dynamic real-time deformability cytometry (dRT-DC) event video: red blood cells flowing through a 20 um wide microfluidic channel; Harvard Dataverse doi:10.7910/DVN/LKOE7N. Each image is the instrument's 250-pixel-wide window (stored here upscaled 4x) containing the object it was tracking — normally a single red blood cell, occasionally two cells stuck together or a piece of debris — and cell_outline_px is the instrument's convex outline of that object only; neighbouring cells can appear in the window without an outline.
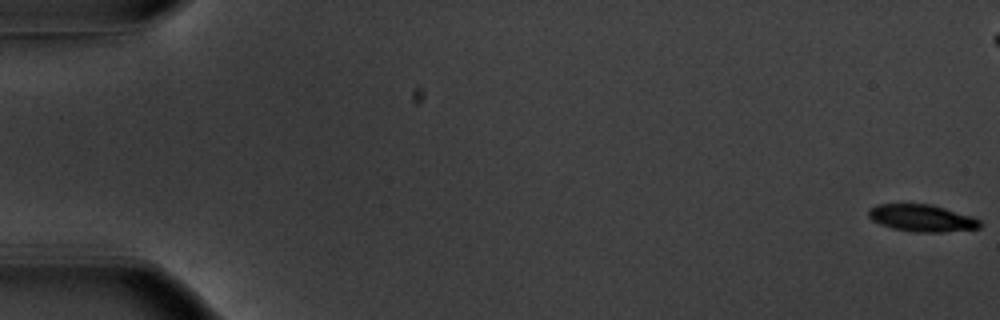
{"species": "common noctule bat (a hibernating species)", "species_latin": "Nyctalus noctula", "temperature_condition": "warm", "stored_images_in_passage": 56, "camera_frame_rate_fps": 3000, "um_per_image_px": 0.085, "animal": {"sex": "male", "body_mass_g": 20.1, "forearm_length_mm": 53.5}, "frame": {"image": 1, "passage_image": 1, "time_ms": 0.0, "image_size_px": [1000, 320], "cell_outline_px": [[980, 228], [944, 232], [916, 232], [892, 228], [880, 224], [872, 220], [868, 216], [868, 208], [876, 204], [932, 204], [972, 216], [980, 220]], "centroid_in_image_um": [78.34, 18.53], "position_along_channel_um": 6.7, "area_um2": 17.63}}
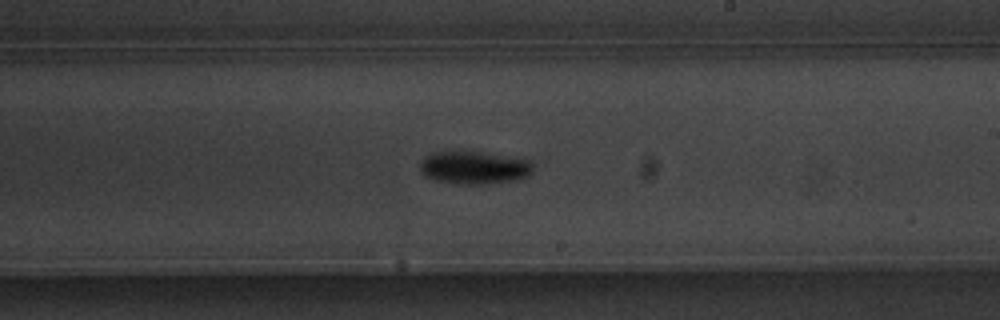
{"frame": {"image": 2, "passage_image": 33, "time_ms": 10.667, "image_size_px": [1000, 320], "cell_outline_px": [[532, 172], [528, 176], [516, 180], [480, 184], [464, 184], [436, 180], [424, 176], [420, 172], [420, 164], [428, 156], [436, 152], [480, 152], [532, 160]], "centroid_in_image_um": [40.34, 14.26], "position_along_channel_um": 248.7, "area_um2": 21.27}}
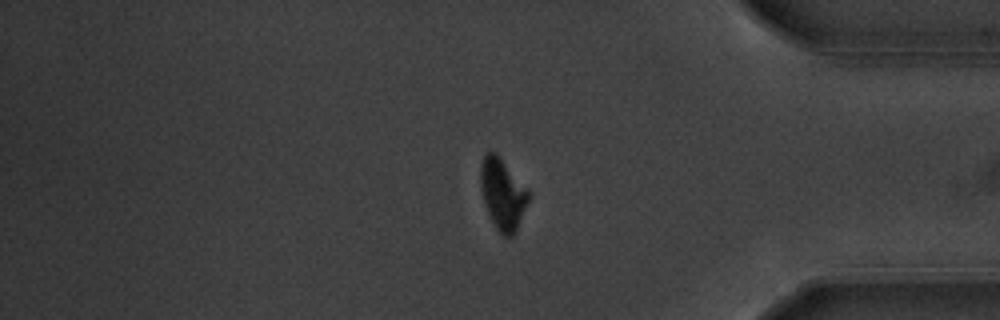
{"frame": {"image": 3, "passage_image": 46, "time_ms": 15.0, "image_size_px": [1000, 320], "cell_outline_px": [[528, 200], [516, 232], [512, 236], [504, 236], [496, 228], [484, 204], [480, 184], [480, 164], [484, 156], [488, 152], [496, 152], [528, 188]], "centroid_in_image_um": [42.71, 16.47], "position_along_channel_um": 392.5, "area_um2": 19.71}, "authors_computed_cell_mechanics": {"area_um2": 19.3919, "velocity_mm_per_s": 3.7962, "shape_relaxation_time_tau1_ms": 2.951, "shape_relaxation_time_tau2_ms": null, "deformation_change_tau1": 0.1456, "deformation_change_tau2": null}}